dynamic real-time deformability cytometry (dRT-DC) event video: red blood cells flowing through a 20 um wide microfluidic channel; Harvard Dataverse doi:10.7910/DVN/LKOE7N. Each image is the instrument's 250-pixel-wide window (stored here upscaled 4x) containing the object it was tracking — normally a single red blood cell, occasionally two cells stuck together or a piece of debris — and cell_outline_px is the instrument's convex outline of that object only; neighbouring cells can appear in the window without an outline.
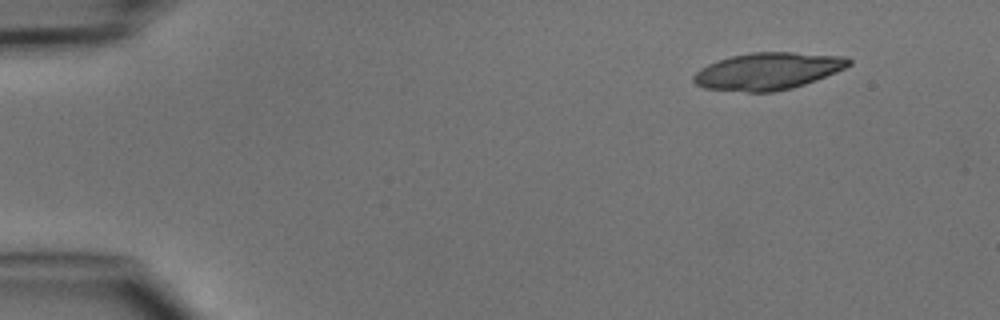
{"species": "common noctule bat (a hibernating species)", "species_latin": "Nyctalus noctula", "temperature_condition": "cold", "stored_images_in_passage": 3, "camera_frame_rate_fps": 3000, "um_per_image_px": 0.085, "animal": {"sex": "male", "body_mass_g": 15.6}, "frame": {"image": 1, "passage_image": 1, "time_ms": 0.0, "image_size_px": [1000, 320], "cell_outline_px": [[852, 64], [836, 72], [816, 80], [792, 88], [772, 92], [748, 92], [704, 88], [696, 84], [692, 80], [692, 76], [700, 68], [708, 64], [732, 56], [752, 52], [792, 52], [848, 56], [852, 60]], "centroid_in_image_um": [65.29, 6.04], "position_along_channel_um": 19.7, "area_um2": 33.58}}